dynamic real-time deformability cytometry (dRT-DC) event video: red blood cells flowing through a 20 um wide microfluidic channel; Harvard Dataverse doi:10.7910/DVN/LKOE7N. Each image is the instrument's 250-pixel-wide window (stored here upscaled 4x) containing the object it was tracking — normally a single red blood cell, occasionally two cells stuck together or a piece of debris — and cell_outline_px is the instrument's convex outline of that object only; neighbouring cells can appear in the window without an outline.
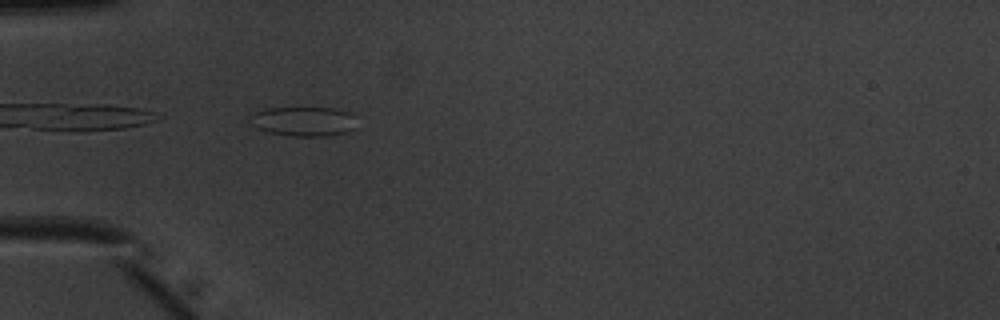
{"species": "common noctule bat (a hibernating species)", "species_latin": "Nyctalus noctula", "temperature_condition": "warm", "stored_images_in_passage": 13, "camera_frame_rate_fps": 3000, "um_per_image_px": 0.085, "animal": {"sex": "male", "body_mass_g": 20.1, "forearm_length_mm": 53.5}, "frame": {"image": 1, "passage_image": 1, "time_ms": 0.0, "image_size_px": [1000, 320], "cell_outline_px": [[356, 128], [332, 136], [288, 136], [268, 132], [256, 128], [248, 120], [248, 116], [252, 112], [268, 108], [332, 108], [348, 112], [352, 116]], "centroid_in_image_um": [25.73, 10.32], "position_along_channel_um": 59.3, "area_um2": 18.44}}
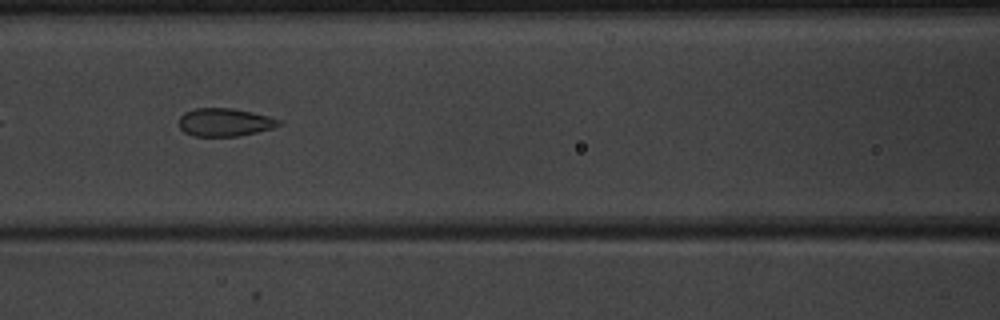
{"frame": {"image": 2, "passage_image": 8, "time_ms": 2.333, "image_size_px": [1000, 320], "cell_outline_px": [[284, 124], [272, 128], [240, 136], [196, 136], [184, 132], [180, 128], [180, 116], [184, 112], [196, 108], [232, 108], [252, 112], [268, 116], [280, 120]], "centroid_in_image_um": [19.12, 10.39], "position_along_channel_um": 147.5, "area_um2": 16.3}}